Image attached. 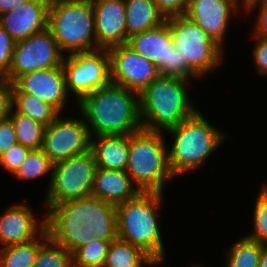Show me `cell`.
<instances>
[{"instance_id":"6da1fadb","label":"cell","mask_w":267,"mask_h":267,"mask_svg":"<svg viewBox=\"0 0 267 267\" xmlns=\"http://www.w3.org/2000/svg\"><path fill=\"white\" fill-rule=\"evenodd\" d=\"M46 213L49 237L71 254L93 239L117 238L116 205L92 195L56 204Z\"/></svg>"},{"instance_id":"7a4b0ae2","label":"cell","mask_w":267,"mask_h":267,"mask_svg":"<svg viewBox=\"0 0 267 267\" xmlns=\"http://www.w3.org/2000/svg\"><path fill=\"white\" fill-rule=\"evenodd\" d=\"M77 105L91 137L130 135L142 129L139 93L123 86L110 83L86 94Z\"/></svg>"},{"instance_id":"3957f363","label":"cell","mask_w":267,"mask_h":267,"mask_svg":"<svg viewBox=\"0 0 267 267\" xmlns=\"http://www.w3.org/2000/svg\"><path fill=\"white\" fill-rule=\"evenodd\" d=\"M164 193L140 192L116 205L117 237L142 249L158 265L165 259L163 238L158 227V210Z\"/></svg>"},{"instance_id":"277c9868","label":"cell","mask_w":267,"mask_h":267,"mask_svg":"<svg viewBox=\"0 0 267 267\" xmlns=\"http://www.w3.org/2000/svg\"><path fill=\"white\" fill-rule=\"evenodd\" d=\"M186 84L188 79L159 75L139 94L142 129L163 132L197 112Z\"/></svg>"},{"instance_id":"5b68a950","label":"cell","mask_w":267,"mask_h":267,"mask_svg":"<svg viewBox=\"0 0 267 267\" xmlns=\"http://www.w3.org/2000/svg\"><path fill=\"white\" fill-rule=\"evenodd\" d=\"M166 131L174 136L168 150V163L174 178L197 170L226 138L199 111Z\"/></svg>"},{"instance_id":"8992f818","label":"cell","mask_w":267,"mask_h":267,"mask_svg":"<svg viewBox=\"0 0 267 267\" xmlns=\"http://www.w3.org/2000/svg\"><path fill=\"white\" fill-rule=\"evenodd\" d=\"M163 132L141 129L130 134L126 173L141 192L163 193L165 182L174 177L168 163Z\"/></svg>"},{"instance_id":"52a82bcc","label":"cell","mask_w":267,"mask_h":267,"mask_svg":"<svg viewBox=\"0 0 267 267\" xmlns=\"http://www.w3.org/2000/svg\"><path fill=\"white\" fill-rule=\"evenodd\" d=\"M48 28L61 52L97 50L91 0H50Z\"/></svg>"},{"instance_id":"ba28073f","label":"cell","mask_w":267,"mask_h":267,"mask_svg":"<svg viewBox=\"0 0 267 267\" xmlns=\"http://www.w3.org/2000/svg\"><path fill=\"white\" fill-rule=\"evenodd\" d=\"M182 62L201 77L223 62L222 47L186 15L166 17Z\"/></svg>"},{"instance_id":"9c48e42d","label":"cell","mask_w":267,"mask_h":267,"mask_svg":"<svg viewBox=\"0 0 267 267\" xmlns=\"http://www.w3.org/2000/svg\"><path fill=\"white\" fill-rule=\"evenodd\" d=\"M96 169L97 164L91 151L53 163L46 190V208L90 196Z\"/></svg>"},{"instance_id":"30bf717a","label":"cell","mask_w":267,"mask_h":267,"mask_svg":"<svg viewBox=\"0 0 267 267\" xmlns=\"http://www.w3.org/2000/svg\"><path fill=\"white\" fill-rule=\"evenodd\" d=\"M126 45L152 61L162 76L185 79L200 77L187 62H182L167 21L160 26L130 36Z\"/></svg>"},{"instance_id":"8fae6325","label":"cell","mask_w":267,"mask_h":267,"mask_svg":"<svg viewBox=\"0 0 267 267\" xmlns=\"http://www.w3.org/2000/svg\"><path fill=\"white\" fill-rule=\"evenodd\" d=\"M62 66L67 91L76 95L77 102L86 94L111 83L108 49L67 54L63 58Z\"/></svg>"},{"instance_id":"7c38bea8","label":"cell","mask_w":267,"mask_h":267,"mask_svg":"<svg viewBox=\"0 0 267 267\" xmlns=\"http://www.w3.org/2000/svg\"><path fill=\"white\" fill-rule=\"evenodd\" d=\"M49 28L15 42L11 66L4 76L12 83L22 74L62 65L63 55Z\"/></svg>"},{"instance_id":"4fadbf2b","label":"cell","mask_w":267,"mask_h":267,"mask_svg":"<svg viewBox=\"0 0 267 267\" xmlns=\"http://www.w3.org/2000/svg\"><path fill=\"white\" fill-rule=\"evenodd\" d=\"M60 114L44 129L41 149L55 163L90 151L91 135L84 119Z\"/></svg>"},{"instance_id":"5bb4252c","label":"cell","mask_w":267,"mask_h":267,"mask_svg":"<svg viewBox=\"0 0 267 267\" xmlns=\"http://www.w3.org/2000/svg\"><path fill=\"white\" fill-rule=\"evenodd\" d=\"M111 83L138 92L148 87L159 75L156 65L126 44L108 49Z\"/></svg>"},{"instance_id":"9a60e30c","label":"cell","mask_w":267,"mask_h":267,"mask_svg":"<svg viewBox=\"0 0 267 267\" xmlns=\"http://www.w3.org/2000/svg\"><path fill=\"white\" fill-rule=\"evenodd\" d=\"M98 49L127 43L126 6L124 0H91Z\"/></svg>"},{"instance_id":"2e32d148","label":"cell","mask_w":267,"mask_h":267,"mask_svg":"<svg viewBox=\"0 0 267 267\" xmlns=\"http://www.w3.org/2000/svg\"><path fill=\"white\" fill-rule=\"evenodd\" d=\"M13 84L22 92L30 93L50 104L59 113L68 97L63 66L28 72L19 76Z\"/></svg>"},{"instance_id":"e0dca14e","label":"cell","mask_w":267,"mask_h":267,"mask_svg":"<svg viewBox=\"0 0 267 267\" xmlns=\"http://www.w3.org/2000/svg\"><path fill=\"white\" fill-rule=\"evenodd\" d=\"M240 1L189 0L185 15L222 47L231 14L237 13Z\"/></svg>"},{"instance_id":"ac0fdd59","label":"cell","mask_w":267,"mask_h":267,"mask_svg":"<svg viewBox=\"0 0 267 267\" xmlns=\"http://www.w3.org/2000/svg\"><path fill=\"white\" fill-rule=\"evenodd\" d=\"M50 0H27L0 15L3 29L17 42L48 28Z\"/></svg>"},{"instance_id":"d6986e66","label":"cell","mask_w":267,"mask_h":267,"mask_svg":"<svg viewBox=\"0 0 267 267\" xmlns=\"http://www.w3.org/2000/svg\"><path fill=\"white\" fill-rule=\"evenodd\" d=\"M33 214L27 205L13 204L0 216L2 247L32 241L46 230V217L37 221Z\"/></svg>"},{"instance_id":"ffe728a7","label":"cell","mask_w":267,"mask_h":267,"mask_svg":"<svg viewBox=\"0 0 267 267\" xmlns=\"http://www.w3.org/2000/svg\"><path fill=\"white\" fill-rule=\"evenodd\" d=\"M125 170L97 168L91 195L118 205L137 196L141 191Z\"/></svg>"},{"instance_id":"44dd1931","label":"cell","mask_w":267,"mask_h":267,"mask_svg":"<svg viewBox=\"0 0 267 267\" xmlns=\"http://www.w3.org/2000/svg\"><path fill=\"white\" fill-rule=\"evenodd\" d=\"M130 135H98L91 137L90 151L97 168L126 170Z\"/></svg>"},{"instance_id":"7402d4cb","label":"cell","mask_w":267,"mask_h":267,"mask_svg":"<svg viewBox=\"0 0 267 267\" xmlns=\"http://www.w3.org/2000/svg\"><path fill=\"white\" fill-rule=\"evenodd\" d=\"M126 6L127 38L160 26L166 16L158 9L154 0H124Z\"/></svg>"},{"instance_id":"603a6c76","label":"cell","mask_w":267,"mask_h":267,"mask_svg":"<svg viewBox=\"0 0 267 267\" xmlns=\"http://www.w3.org/2000/svg\"><path fill=\"white\" fill-rule=\"evenodd\" d=\"M155 267L158 265L148 254L120 238L110 242L103 267ZM155 265V266H154Z\"/></svg>"},{"instance_id":"cb8c5ba5","label":"cell","mask_w":267,"mask_h":267,"mask_svg":"<svg viewBox=\"0 0 267 267\" xmlns=\"http://www.w3.org/2000/svg\"><path fill=\"white\" fill-rule=\"evenodd\" d=\"M16 112L31 117L45 127L60 114L50 104L30 93H22L14 84L12 89V107Z\"/></svg>"},{"instance_id":"d4e9b609","label":"cell","mask_w":267,"mask_h":267,"mask_svg":"<svg viewBox=\"0 0 267 267\" xmlns=\"http://www.w3.org/2000/svg\"><path fill=\"white\" fill-rule=\"evenodd\" d=\"M40 237L43 233L32 241L1 247L0 267H30L43 243Z\"/></svg>"},{"instance_id":"484cf974","label":"cell","mask_w":267,"mask_h":267,"mask_svg":"<svg viewBox=\"0 0 267 267\" xmlns=\"http://www.w3.org/2000/svg\"><path fill=\"white\" fill-rule=\"evenodd\" d=\"M13 110L12 107L8 117L14 125L18 143L30 150L40 149L45 126L31 117Z\"/></svg>"},{"instance_id":"4316f807","label":"cell","mask_w":267,"mask_h":267,"mask_svg":"<svg viewBox=\"0 0 267 267\" xmlns=\"http://www.w3.org/2000/svg\"><path fill=\"white\" fill-rule=\"evenodd\" d=\"M267 245L243 237L229 248L226 267H258Z\"/></svg>"},{"instance_id":"83f0119b","label":"cell","mask_w":267,"mask_h":267,"mask_svg":"<svg viewBox=\"0 0 267 267\" xmlns=\"http://www.w3.org/2000/svg\"><path fill=\"white\" fill-rule=\"evenodd\" d=\"M41 239L44 241L39 248L35 262L30 267H73L72 254L52 240L47 230L43 232Z\"/></svg>"},{"instance_id":"f1b7e54d","label":"cell","mask_w":267,"mask_h":267,"mask_svg":"<svg viewBox=\"0 0 267 267\" xmlns=\"http://www.w3.org/2000/svg\"><path fill=\"white\" fill-rule=\"evenodd\" d=\"M111 241L93 239L77 248L72 253L73 267H103Z\"/></svg>"},{"instance_id":"f546056e","label":"cell","mask_w":267,"mask_h":267,"mask_svg":"<svg viewBox=\"0 0 267 267\" xmlns=\"http://www.w3.org/2000/svg\"><path fill=\"white\" fill-rule=\"evenodd\" d=\"M52 169L53 162L40 148L29 151L26 159L14 175L21 180H33L47 175L50 171L52 172Z\"/></svg>"},{"instance_id":"4dcf8cb0","label":"cell","mask_w":267,"mask_h":267,"mask_svg":"<svg viewBox=\"0 0 267 267\" xmlns=\"http://www.w3.org/2000/svg\"><path fill=\"white\" fill-rule=\"evenodd\" d=\"M253 213V233L246 235L248 239L267 245V184H263L256 198Z\"/></svg>"},{"instance_id":"1f68e13d","label":"cell","mask_w":267,"mask_h":267,"mask_svg":"<svg viewBox=\"0 0 267 267\" xmlns=\"http://www.w3.org/2000/svg\"><path fill=\"white\" fill-rule=\"evenodd\" d=\"M29 151V148L24 147L20 143L15 144L0 156V166L14 175L26 159Z\"/></svg>"},{"instance_id":"d6a6232c","label":"cell","mask_w":267,"mask_h":267,"mask_svg":"<svg viewBox=\"0 0 267 267\" xmlns=\"http://www.w3.org/2000/svg\"><path fill=\"white\" fill-rule=\"evenodd\" d=\"M15 41L0 24V76H5L12 62Z\"/></svg>"},{"instance_id":"836d02e7","label":"cell","mask_w":267,"mask_h":267,"mask_svg":"<svg viewBox=\"0 0 267 267\" xmlns=\"http://www.w3.org/2000/svg\"><path fill=\"white\" fill-rule=\"evenodd\" d=\"M260 4V5H259ZM259 5V14L253 35L267 38V0H247L244 3L246 11L250 12Z\"/></svg>"},{"instance_id":"e575fe53","label":"cell","mask_w":267,"mask_h":267,"mask_svg":"<svg viewBox=\"0 0 267 267\" xmlns=\"http://www.w3.org/2000/svg\"><path fill=\"white\" fill-rule=\"evenodd\" d=\"M18 143L14 125L9 117L0 120V156Z\"/></svg>"},{"instance_id":"d590c367","label":"cell","mask_w":267,"mask_h":267,"mask_svg":"<svg viewBox=\"0 0 267 267\" xmlns=\"http://www.w3.org/2000/svg\"><path fill=\"white\" fill-rule=\"evenodd\" d=\"M13 83L4 76H0V120L9 116L12 108Z\"/></svg>"},{"instance_id":"8d00e7d4","label":"cell","mask_w":267,"mask_h":267,"mask_svg":"<svg viewBox=\"0 0 267 267\" xmlns=\"http://www.w3.org/2000/svg\"><path fill=\"white\" fill-rule=\"evenodd\" d=\"M256 44L252 50L254 64L257 66V73L261 75H267V38L255 36Z\"/></svg>"},{"instance_id":"74e56055","label":"cell","mask_w":267,"mask_h":267,"mask_svg":"<svg viewBox=\"0 0 267 267\" xmlns=\"http://www.w3.org/2000/svg\"><path fill=\"white\" fill-rule=\"evenodd\" d=\"M158 9L166 16L185 15L189 0H154Z\"/></svg>"},{"instance_id":"f35d334b","label":"cell","mask_w":267,"mask_h":267,"mask_svg":"<svg viewBox=\"0 0 267 267\" xmlns=\"http://www.w3.org/2000/svg\"><path fill=\"white\" fill-rule=\"evenodd\" d=\"M26 1L27 0H0V15L14 9V7L23 4Z\"/></svg>"},{"instance_id":"ab89813d","label":"cell","mask_w":267,"mask_h":267,"mask_svg":"<svg viewBox=\"0 0 267 267\" xmlns=\"http://www.w3.org/2000/svg\"><path fill=\"white\" fill-rule=\"evenodd\" d=\"M258 267H267V246L262 251Z\"/></svg>"},{"instance_id":"60d3db41","label":"cell","mask_w":267,"mask_h":267,"mask_svg":"<svg viewBox=\"0 0 267 267\" xmlns=\"http://www.w3.org/2000/svg\"><path fill=\"white\" fill-rule=\"evenodd\" d=\"M193 267H202V266H200V265L197 264V265H193Z\"/></svg>"},{"instance_id":"b9f144b4","label":"cell","mask_w":267,"mask_h":267,"mask_svg":"<svg viewBox=\"0 0 267 267\" xmlns=\"http://www.w3.org/2000/svg\"><path fill=\"white\" fill-rule=\"evenodd\" d=\"M242 1H243L242 5H243V7H244V3H245L247 0H242Z\"/></svg>"}]
</instances>
